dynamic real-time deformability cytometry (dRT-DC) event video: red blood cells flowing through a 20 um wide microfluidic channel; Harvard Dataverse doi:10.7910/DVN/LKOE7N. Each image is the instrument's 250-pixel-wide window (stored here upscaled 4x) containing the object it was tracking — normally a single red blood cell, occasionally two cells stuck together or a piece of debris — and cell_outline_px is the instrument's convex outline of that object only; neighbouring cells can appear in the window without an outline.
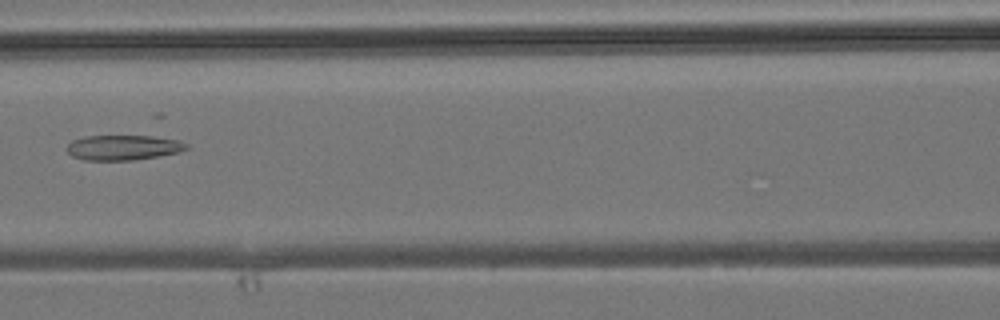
{"species": "common noctule bat (a hibernating species)", "species_latin": "Nyctalus noctula", "temperature_condition": "room temperature", "stored_images_in_passage": 7, "camera_frame_rate_fps": 3000, "um_per_image_px": 0.085, "animal": {"sex": "male", "body_mass_g": 19.2, "forearm_length_mm": 51.8}, "frame": {"image": 1, "passage_image": 6, "time_ms": 5.667, "image_size_px": [1000, 320], "cell_outline_px": [[188, 148], [180, 152], [132, 160], [84, 160], [72, 156], [64, 148], [72, 140], [84, 136], [152, 136], [180, 140], [188, 144]], "centroid_in_image_um": [10.45, 12.53], "position_along_channel_um": 156.1, "area_um2": 17.51}}
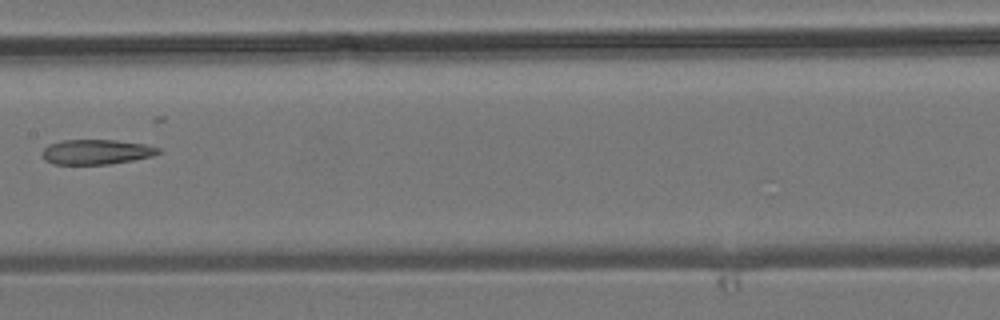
{"frame": {"image": 2, "passage_image": 7, "time_ms": 6.667, "image_size_px": [1000, 320], "cell_outline_px": [[160, 152], [152, 156], [112, 164], [52, 164], [44, 160], [44, 148], [48, 144], [60, 140], [116, 140], [144, 144], [160, 148]], "centroid_in_image_um": [8.18, 12.91], "position_along_channel_um": 199.2, "area_um2": 16.82}}